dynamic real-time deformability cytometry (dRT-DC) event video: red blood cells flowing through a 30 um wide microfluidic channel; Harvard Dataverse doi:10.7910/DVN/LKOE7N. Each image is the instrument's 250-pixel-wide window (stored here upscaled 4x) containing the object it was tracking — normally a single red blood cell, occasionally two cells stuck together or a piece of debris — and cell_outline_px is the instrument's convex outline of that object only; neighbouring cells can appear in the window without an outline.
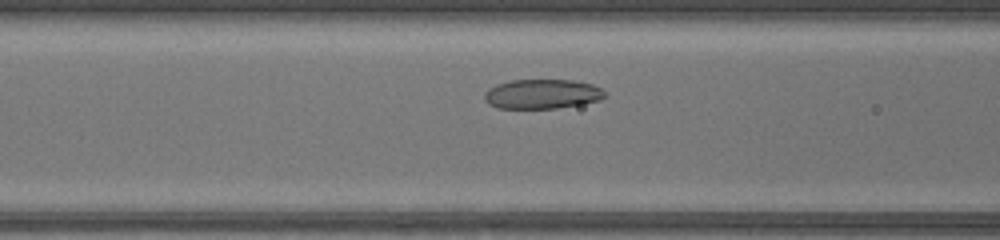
{"species": "common noctule bat (a hibernating species)", "species_latin": "Nyctalus noctula", "temperature_condition": "warm", "stored_images_in_passage": 34, "camera_frame_rate_fps": 3000, "um_per_image_px": 0.085, "animal": {"sex": "female", "body_mass_g": 17.0, "forearm_length_mm": 48.0}, "frame": {"image": 1, "passage_image": 9, "time_ms": 2.667, "image_size_px": [1000, 240], "cell_outline_px": [[608, 96], [600, 100], [580, 104], [556, 108], [496, 108], [488, 104], [484, 100], [484, 92], [488, 88], [496, 84], [512, 80], [572, 80], [592, 84], [600, 88]], "centroid_in_image_um": [46.05, 7.99], "position_along_channel_um": 120.5, "area_um2": 20.81}}
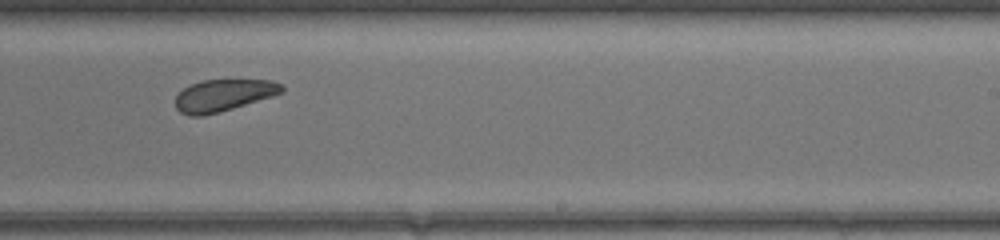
{"frame": {"image": 2, "passage_image": 19, "time_ms": 6.0, "image_size_px": [1000, 240], "cell_outline_px": [[284, 92], [272, 96], [232, 108], [204, 116], [188, 116], [180, 112], [176, 108], [176, 96], [184, 88], [200, 80], [272, 80], [280, 84], [284, 88]], "centroid_in_image_um": [18.97, 8.1], "position_along_channel_um": 270.0, "area_um2": 19.59}}
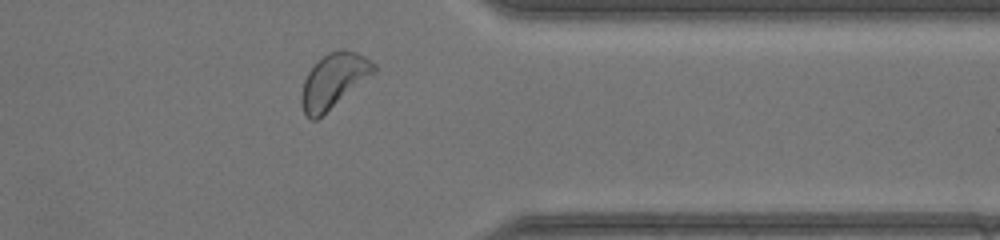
{"frame": {"image": 3, "passage_image": 27, "time_ms": 8.667, "image_size_px": [1000, 240], "cell_outline_px": [[376, 72], [316, 120], [308, 120], [300, 104], [300, 96], [304, 80], [308, 72], [328, 52], [340, 48], [344, 48], [356, 52], [364, 56], [376, 64]], "centroid_in_image_um": [28.36, 6.86], "position_along_channel_um": 383.0, "area_um2": 22.95}}